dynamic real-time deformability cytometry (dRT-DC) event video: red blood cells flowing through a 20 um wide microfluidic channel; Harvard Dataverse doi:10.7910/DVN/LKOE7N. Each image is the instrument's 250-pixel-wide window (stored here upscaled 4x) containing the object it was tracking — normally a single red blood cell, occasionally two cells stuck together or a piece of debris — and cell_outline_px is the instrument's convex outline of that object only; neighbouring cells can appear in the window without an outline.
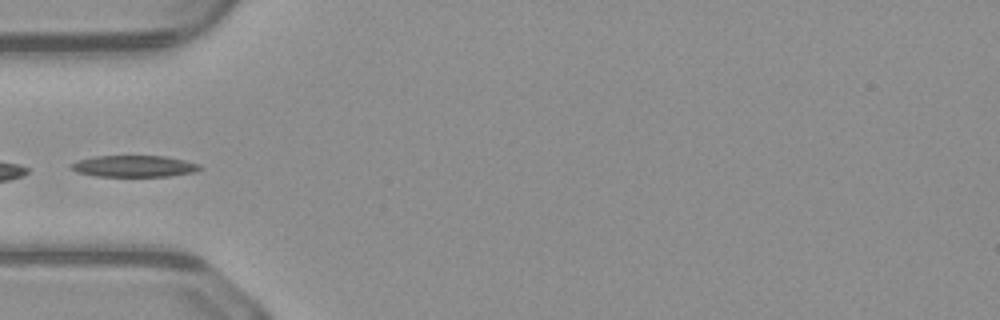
{"species": "common noctule bat (a hibernating species)", "species_latin": "Nyctalus noctula", "temperature_condition": "warm", "stored_images_in_passage": 17, "camera_frame_rate_fps": 3000, "um_per_image_px": 0.085, "animal": {"sex": "male", "body_mass_g": 23.1, "forearm_length_mm": 52.7}, "frame": {"image": 1, "passage_image": 1, "time_ms": 0.0, "image_size_px": [1000, 320], "cell_outline_px": [[204, 168], [196, 172], [168, 176], [96, 176], [76, 172], [72, 168], [72, 164], [80, 160], [92, 156], [164, 156], [184, 160], [200, 164]], "centroid_in_image_um": [11.46, 14.13], "position_along_channel_um": 73.5, "area_um2": 16.07}}
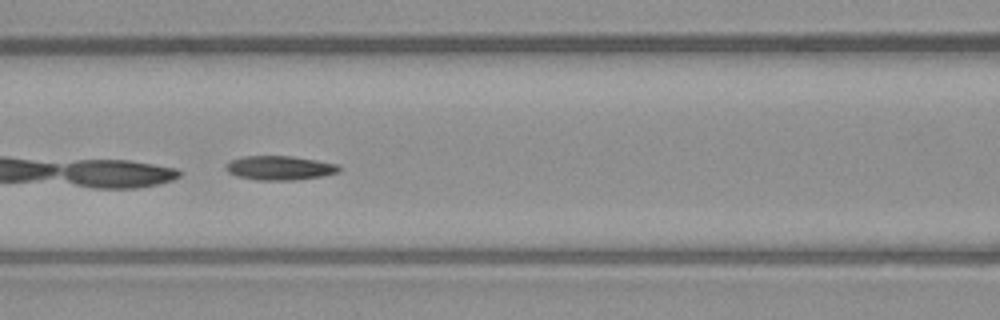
{"frame": {"image": 2, "passage_image": 6, "time_ms": 1.667, "image_size_px": [1000, 320], "cell_outline_px": [[340, 172], [324, 176], [296, 180], [256, 180], [236, 176], [228, 172], [224, 168], [232, 160], [244, 156], [292, 156], [316, 160], [336, 164], [340, 168]], "centroid_in_image_um": [23.79, 14.28], "position_along_channel_um": 142.8, "area_um2": 15.95}}